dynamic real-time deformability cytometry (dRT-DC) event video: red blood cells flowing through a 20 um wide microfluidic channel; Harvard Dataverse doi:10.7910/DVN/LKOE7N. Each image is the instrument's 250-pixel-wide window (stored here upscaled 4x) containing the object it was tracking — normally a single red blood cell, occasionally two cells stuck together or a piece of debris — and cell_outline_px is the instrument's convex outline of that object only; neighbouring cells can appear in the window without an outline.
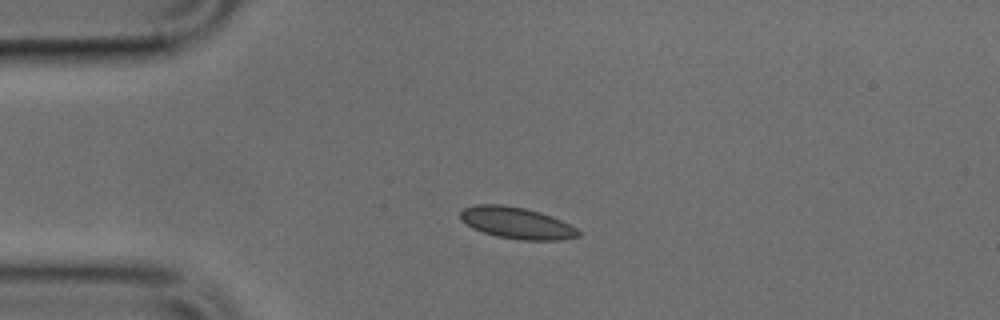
{"species": "common noctule bat (a hibernating species)", "species_latin": "Nyctalus noctula", "temperature_condition": "cold", "stored_images_in_passage": 25, "camera_frame_rate_fps": 3000, "um_per_image_px": 0.085, "animal": {"sex": "male", "body_mass_g": 17.9, "forearm_length_mm": 54.2}, "frame": {"image": 1, "passage_image": 1, "time_ms": 0.0, "image_size_px": [1000, 320], "cell_outline_px": [[580, 236], [560, 240], [520, 240], [496, 236], [472, 228], [460, 220], [460, 212], [464, 208], [476, 204], [500, 204], [524, 208], [540, 212], [552, 216], [576, 228], [580, 232]], "centroid_in_image_um": [43.89, 18.95], "position_along_channel_um": 41.1, "area_um2": 21.68}}
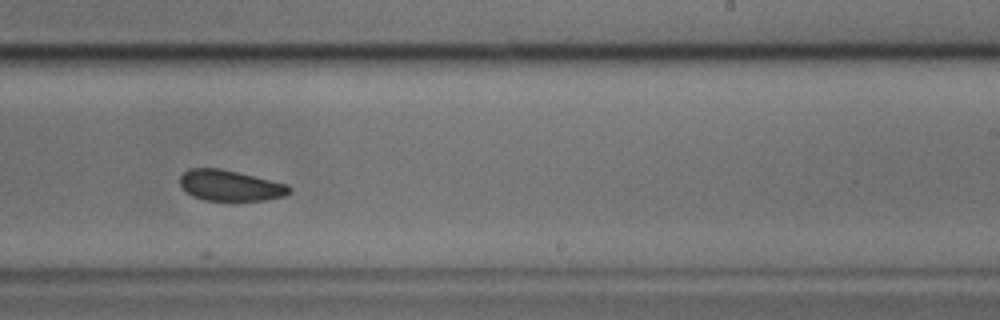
{"frame": {"image": 2, "passage_image": 20, "time_ms": 6.333, "image_size_px": [1000, 320], "cell_outline_px": [[292, 192], [284, 196], [264, 200], [204, 200], [192, 196], [180, 184], [180, 176], [188, 168], [220, 168], [288, 184], [292, 188]], "centroid_in_image_um": [19.58, 15.76], "position_along_channel_um": 269.4, "area_um2": 19.54}}
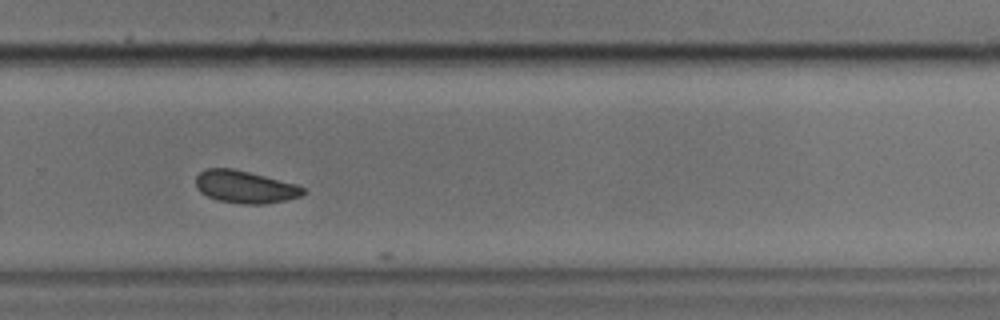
{"frame": {"image": 3, "passage_image": 23, "time_ms": 7.333, "image_size_px": [1000, 320], "cell_outline_px": [[304, 192], [300, 196], [268, 204], [240, 204], [216, 200], [200, 192], [196, 188], [196, 176], [204, 168], [232, 168], [296, 184], [304, 188]], "centroid_in_image_um": [20.78, 15.89], "position_along_channel_um": 309.0, "area_um2": 20.23}}